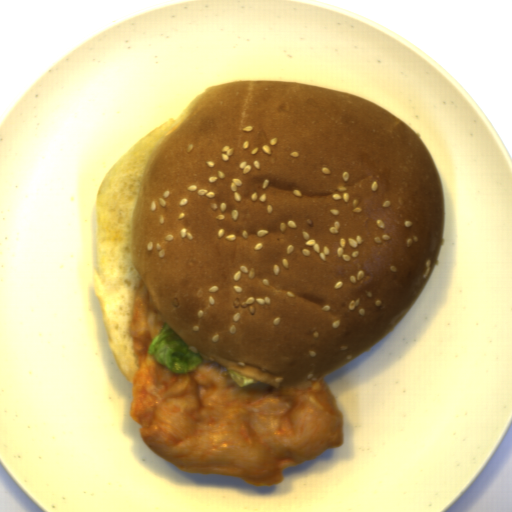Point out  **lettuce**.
<instances>
[{"mask_svg": "<svg viewBox=\"0 0 512 512\" xmlns=\"http://www.w3.org/2000/svg\"><path fill=\"white\" fill-rule=\"evenodd\" d=\"M157 362L172 374H185L198 369L204 358L188 350L185 342L166 322L151 341L147 350Z\"/></svg>", "mask_w": 512, "mask_h": 512, "instance_id": "1", "label": "lettuce"}, {"mask_svg": "<svg viewBox=\"0 0 512 512\" xmlns=\"http://www.w3.org/2000/svg\"><path fill=\"white\" fill-rule=\"evenodd\" d=\"M226 371L229 374V376L232 378L234 383L239 388H245V387L251 386L253 384L259 383L256 380L246 377L244 375H241L233 370H226Z\"/></svg>", "mask_w": 512, "mask_h": 512, "instance_id": "2", "label": "lettuce"}]
</instances>
